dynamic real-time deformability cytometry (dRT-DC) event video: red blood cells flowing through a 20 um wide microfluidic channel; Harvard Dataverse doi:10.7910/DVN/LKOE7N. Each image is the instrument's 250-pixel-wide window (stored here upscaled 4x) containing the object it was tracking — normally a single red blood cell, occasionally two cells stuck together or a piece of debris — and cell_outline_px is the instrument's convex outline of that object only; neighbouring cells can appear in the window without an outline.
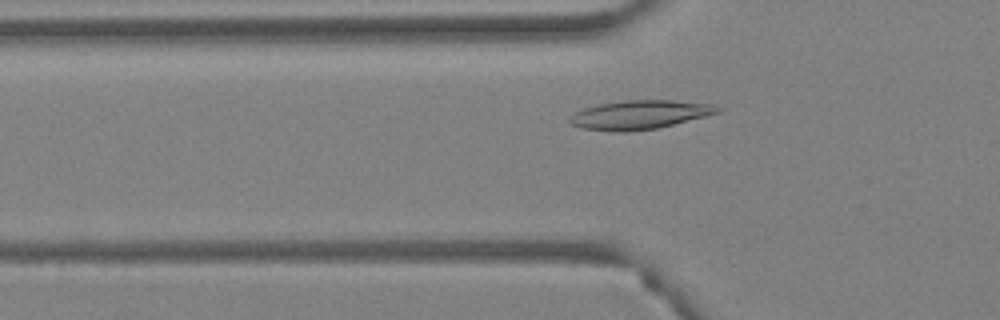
{"species": "Egyptian fruit bat (a non-hibernating species)", "species_latin": "Rousettus aegyptiacus", "temperature_condition": "warm", "stored_images_in_passage": 44, "camera_frame_rate_fps": 3000, "um_per_image_px": 0.085, "animal": {"sex": "female"}, "frame": {"image": 1, "passage_image": 9, "time_ms": 2.667, "image_size_px": [1000, 320], "cell_outline_px": [[720, 112], [708, 116], [656, 128], [628, 132], [612, 132], [580, 128], [572, 124], [568, 120], [576, 112], [584, 108], [600, 104], [624, 100], [672, 100], [712, 104], [720, 108]], "centroid_in_image_um": [54.38, 9.76], "position_along_channel_um": 71.4, "area_um2": 24.85}}
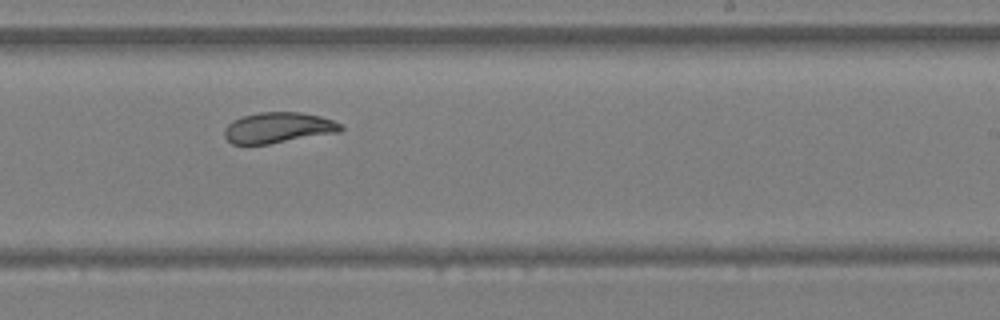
{"frame": {"image": 2, "passage_image": 24, "time_ms": 7.667, "image_size_px": [1000, 320], "cell_outline_px": [[344, 128], [340, 132], [268, 144], [232, 144], [224, 136], [224, 128], [232, 120], [244, 116], [260, 112], [300, 112], [320, 116], [332, 120], [340, 124]], "centroid_in_image_um": [23.64, 10.85], "position_along_channel_um": 265.4, "area_um2": 20.75}}
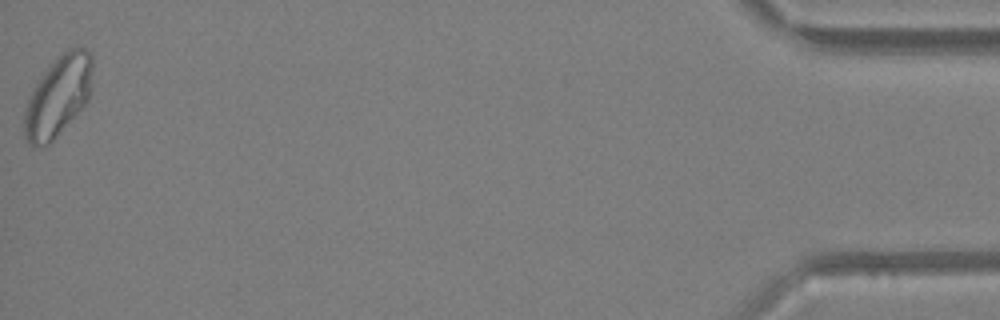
{"frame": {"image": 3, "passage_image": 44, "time_ms": 14.333, "image_size_px": [1000, 320], "cell_outline_px": [[92, 68], [88, 100], [56, 136], [48, 144], [28, 144], [24, 136], [24, 112], [28, 96], [32, 88], [40, 76], [56, 56], [68, 48], [88, 48], [92, 52]], "centroid_in_image_um": [4.92, 8.11], "position_along_channel_um": 430.3, "area_um2": 31.73}, "authors_computed_cell_mechanics": {"area_um2": 22.7154, "velocity_mm_per_s": 3.8828, "shape_relaxation_time_tau1_ms": 6.5572, "shape_relaxation_time_tau2_ms": 3.4646, "deformation_change_tau1": 0.166, "deformation_change_tau2": 0.0594}}